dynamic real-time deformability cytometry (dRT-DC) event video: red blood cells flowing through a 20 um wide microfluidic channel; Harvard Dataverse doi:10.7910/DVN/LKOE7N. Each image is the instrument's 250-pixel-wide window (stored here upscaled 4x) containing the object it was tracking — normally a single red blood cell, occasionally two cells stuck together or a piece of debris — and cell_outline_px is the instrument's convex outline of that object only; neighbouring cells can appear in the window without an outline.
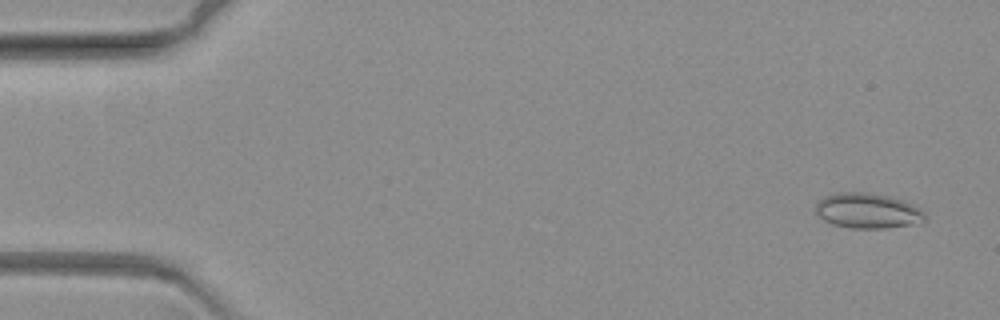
{"species": "common noctule bat (a hibernating species)", "species_latin": "Nyctalus noctula", "temperature_condition": "warm", "stored_images_in_passage": 69, "camera_frame_rate_fps": 3000, "um_per_image_px": 0.085, "animal": {"sex": "female", "body_mass_g": 19.3, "forearm_length_mm": 54.1}, "frame": {"image": 1, "passage_image": 4, "time_ms": 1.0, "image_size_px": [1000, 320], "cell_outline_px": [[924, 220], [920, 224], [884, 228], [848, 228], [832, 224], [816, 216], [816, 200], [824, 196], [836, 192], [868, 192], [888, 196], [904, 200], [920, 208], [924, 212]], "centroid_in_image_um": [73.72, 17.91], "position_along_channel_um": 11.3, "area_um2": 22.83}}
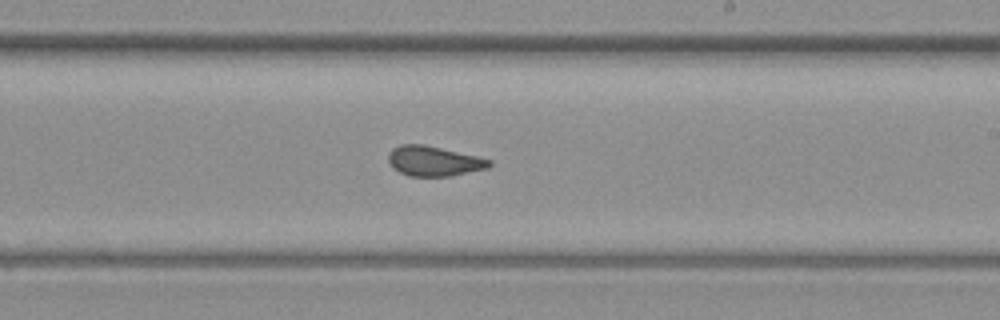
{"frame": {"image": 2, "passage_image": 41, "time_ms": 13.333, "image_size_px": [1000, 320], "cell_outline_px": [[492, 164], [488, 168], [452, 176], [408, 176], [392, 168], [388, 160], [388, 152], [392, 148], [400, 144], [424, 144], [480, 156], [492, 160]], "centroid_in_image_um": [36.89, 13.68], "position_along_channel_um": 252.1, "area_um2": 17.98}}
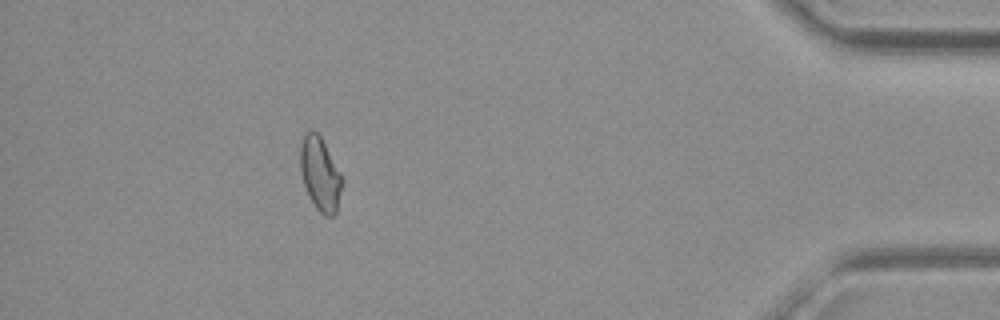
{"frame": {"image": 3, "passage_image": 62, "time_ms": 20.333, "image_size_px": [1000, 320], "cell_outline_px": [[344, 180], [336, 212], [332, 216], [324, 216], [316, 208], [304, 184], [300, 168], [300, 144], [304, 132], [316, 132], [320, 136], [340, 172]], "centroid_in_image_um": [27.22, 14.79], "position_along_channel_um": 408.0, "area_um2": 17.69}}